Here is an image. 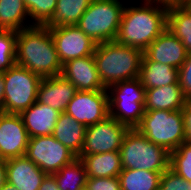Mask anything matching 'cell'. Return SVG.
<instances>
[{
    "label": "cell",
    "mask_w": 191,
    "mask_h": 190,
    "mask_svg": "<svg viewBox=\"0 0 191 190\" xmlns=\"http://www.w3.org/2000/svg\"><path fill=\"white\" fill-rule=\"evenodd\" d=\"M167 29L182 41L191 54V12L185 5L168 7Z\"/></svg>",
    "instance_id": "cell-25"
},
{
    "label": "cell",
    "mask_w": 191,
    "mask_h": 190,
    "mask_svg": "<svg viewBox=\"0 0 191 190\" xmlns=\"http://www.w3.org/2000/svg\"><path fill=\"white\" fill-rule=\"evenodd\" d=\"M128 6L124 7L115 41L144 51L167 28L168 7L148 0L140 6Z\"/></svg>",
    "instance_id": "cell-1"
},
{
    "label": "cell",
    "mask_w": 191,
    "mask_h": 190,
    "mask_svg": "<svg viewBox=\"0 0 191 190\" xmlns=\"http://www.w3.org/2000/svg\"><path fill=\"white\" fill-rule=\"evenodd\" d=\"M4 113L20 114L37 101L41 77L23 66L14 64L4 73Z\"/></svg>",
    "instance_id": "cell-8"
},
{
    "label": "cell",
    "mask_w": 191,
    "mask_h": 190,
    "mask_svg": "<svg viewBox=\"0 0 191 190\" xmlns=\"http://www.w3.org/2000/svg\"><path fill=\"white\" fill-rule=\"evenodd\" d=\"M65 113L86 127L103 121L109 116L108 91L77 90Z\"/></svg>",
    "instance_id": "cell-11"
},
{
    "label": "cell",
    "mask_w": 191,
    "mask_h": 190,
    "mask_svg": "<svg viewBox=\"0 0 191 190\" xmlns=\"http://www.w3.org/2000/svg\"><path fill=\"white\" fill-rule=\"evenodd\" d=\"M32 25L45 26L53 17L57 0H23Z\"/></svg>",
    "instance_id": "cell-28"
},
{
    "label": "cell",
    "mask_w": 191,
    "mask_h": 190,
    "mask_svg": "<svg viewBox=\"0 0 191 190\" xmlns=\"http://www.w3.org/2000/svg\"><path fill=\"white\" fill-rule=\"evenodd\" d=\"M15 63L41 78L61 74L62 63L49 27L33 25L17 32Z\"/></svg>",
    "instance_id": "cell-2"
},
{
    "label": "cell",
    "mask_w": 191,
    "mask_h": 190,
    "mask_svg": "<svg viewBox=\"0 0 191 190\" xmlns=\"http://www.w3.org/2000/svg\"><path fill=\"white\" fill-rule=\"evenodd\" d=\"M90 190H121L119 177L87 178Z\"/></svg>",
    "instance_id": "cell-33"
},
{
    "label": "cell",
    "mask_w": 191,
    "mask_h": 190,
    "mask_svg": "<svg viewBox=\"0 0 191 190\" xmlns=\"http://www.w3.org/2000/svg\"><path fill=\"white\" fill-rule=\"evenodd\" d=\"M23 0H0V30L18 32L33 26ZM29 22H27V21Z\"/></svg>",
    "instance_id": "cell-23"
},
{
    "label": "cell",
    "mask_w": 191,
    "mask_h": 190,
    "mask_svg": "<svg viewBox=\"0 0 191 190\" xmlns=\"http://www.w3.org/2000/svg\"><path fill=\"white\" fill-rule=\"evenodd\" d=\"M77 89L61 74L42 78L37 90V102L46 104L53 109L65 112Z\"/></svg>",
    "instance_id": "cell-16"
},
{
    "label": "cell",
    "mask_w": 191,
    "mask_h": 190,
    "mask_svg": "<svg viewBox=\"0 0 191 190\" xmlns=\"http://www.w3.org/2000/svg\"><path fill=\"white\" fill-rule=\"evenodd\" d=\"M60 114V111L36 101L28 109L22 111L20 116L29 137L32 138L52 135Z\"/></svg>",
    "instance_id": "cell-18"
},
{
    "label": "cell",
    "mask_w": 191,
    "mask_h": 190,
    "mask_svg": "<svg viewBox=\"0 0 191 190\" xmlns=\"http://www.w3.org/2000/svg\"><path fill=\"white\" fill-rule=\"evenodd\" d=\"M85 131L86 126L77 122L69 114L62 112L57 119L52 135L78 157L83 148Z\"/></svg>",
    "instance_id": "cell-20"
},
{
    "label": "cell",
    "mask_w": 191,
    "mask_h": 190,
    "mask_svg": "<svg viewBox=\"0 0 191 190\" xmlns=\"http://www.w3.org/2000/svg\"><path fill=\"white\" fill-rule=\"evenodd\" d=\"M129 127L111 116L86 127L83 148L79 156L120 151Z\"/></svg>",
    "instance_id": "cell-10"
},
{
    "label": "cell",
    "mask_w": 191,
    "mask_h": 190,
    "mask_svg": "<svg viewBox=\"0 0 191 190\" xmlns=\"http://www.w3.org/2000/svg\"><path fill=\"white\" fill-rule=\"evenodd\" d=\"M0 190H18L13 185L6 182Z\"/></svg>",
    "instance_id": "cell-39"
},
{
    "label": "cell",
    "mask_w": 191,
    "mask_h": 190,
    "mask_svg": "<svg viewBox=\"0 0 191 190\" xmlns=\"http://www.w3.org/2000/svg\"><path fill=\"white\" fill-rule=\"evenodd\" d=\"M5 82L3 72H0V112L3 111Z\"/></svg>",
    "instance_id": "cell-38"
},
{
    "label": "cell",
    "mask_w": 191,
    "mask_h": 190,
    "mask_svg": "<svg viewBox=\"0 0 191 190\" xmlns=\"http://www.w3.org/2000/svg\"><path fill=\"white\" fill-rule=\"evenodd\" d=\"M17 32L0 30V72H5L15 64Z\"/></svg>",
    "instance_id": "cell-30"
},
{
    "label": "cell",
    "mask_w": 191,
    "mask_h": 190,
    "mask_svg": "<svg viewBox=\"0 0 191 190\" xmlns=\"http://www.w3.org/2000/svg\"><path fill=\"white\" fill-rule=\"evenodd\" d=\"M7 182L18 190H39L47 175L26 156L5 160Z\"/></svg>",
    "instance_id": "cell-17"
},
{
    "label": "cell",
    "mask_w": 191,
    "mask_h": 190,
    "mask_svg": "<svg viewBox=\"0 0 191 190\" xmlns=\"http://www.w3.org/2000/svg\"><path fill=\"white\" fill-rule=\"evenodd\" d=\"M150 60L179 69L188 56L182 41L167 28L143 51Z\"/></svg>",
    "instance_id": "cell-14"
},
{
    "label": "cell",
    "mask_w": 191,
    "mask_h": 190,
    "mask_svg": "<svg viewBox=\"0 0 191 190\" xmlns=\"http://www.w3.org/2000/svg\"><path fill=\"white\" fill-rule=\"evenodd\" d=\"M39 190H60V189L58 188L55 177L53 175L47 174L44 177Z\"/></svg>",
    "instance_id": "cell-35"
},
{
    "label": "cell",
    "mask_w": 191,
    "mask_h": 190,
    "mask_svg": "<svg viewBox=\"0 0 191 190\" xmlns=\"http://www.w3.org/2000/svg\"><path fill=\"white\" fill-rule=\"evenodd\" d=\"M185 6L191 12V0H187L186 3H185Z\"/></svg>",
    "instance_id": "cell-40"
},
{
    "label": "cell",
    "mask_w": 191,
    "mask_h": 190,
    "mask_svg": "<svg viewBox=\"0 0 191 190\" xmlns=\"http://www.w3.org/2000/svg\"><path fill=\"white\" fill-rule=\"evenodd\" d=\"M29 138L20 114L0 112L1 160L25 156Z\"/></svg>",
    "instance_id": "cell-13"
},
{
    "label": "cell",
    "mask_w": 191,
    "mask_h": 190,
    "mask_svg": "<svg viewBox=\"0 0 191 190\" xmlns=\"http://www.w3.org/2000/svg\"><path fill=\"white\" fill-rule=\"evenodd\" d=\"M81 190H90L87 185L83 186Z\"/></svg>",
    "instance_id": "cell-41"
},
{
    "label": "cell",
    "mask_w": 191,
    "mask_h": 190,
    "mask_svg": "<svg viewBox=\"0 0 191 190\" xmlns=\"http://www.w3.org/2000/svg\"><path fill=\"white\" fill-rule=\"evenodd\" d=\"M159 190H191V182L168 168L160 177Z\"/></svg>",
    "instance_id": "cell-31"
},
{
    "label": "cell",
    "mask_w": 191,
    "mask_h": 190,
    "mask_svg": "<svg viewBox=\"0 0 191 190\" xmlns=\"http://www.w3.org/2000/svg\"><path fill=\"white\" fill-rule=\"evenodd\" d=\"M78 157L85 166L87 178L118 177L123 169L120 151Z\"/></svg>",
    "instance_id": "cell-21"
},
{
    "label": "cell",
    "mask_w": 191,
    "mask_h": 190,
    "mask_svg": "<svg viewBox=\"0 0 191 190\" xmlns=\"http://www.w3.org/2000/svg\"><path fill=\"white\" fill-rule=\"evenodd\" d=\"M25 156L46 174H54L77 156L53 135L29 138Z\"/></svg>",
    "instance_id": "cell-9"
},
{
    "label": "cell",
    "mask_w": 191,
    "mask_h": 190,
    "mask_svg": "<svg viewBox=\"0 0 191 190\" xmlns=\"http://www.w3.org/2000/svg\"><path fill=\"white\" fill-rule=\"evenodd\" d=\"M186 102L179 83L145 89V111L181 110Z\"/></svg>",
    "instance_id": "cell-19"
},
{
    "label": "cell",
    "mask_w": 191,
    "mask_h": 190,
    "mask_svg": "<svg viewBox=\"0 0 191 190\" xmlns=\"http://www.w3.org/2000/svg\"><path fill=\"white\" fill-rule=\"evenodd\" d=\"M124 7L121 0H93L76 26L96 44L115 41Z\"/></svg>",
    "instance_id": "cell-5"
},
{
    "label": "cell",
    "mask_w": 191,
    "mask_h": 190,
    "mask_svg": "<svg viewBox=\"0 0 191 190\" xmlns=\"http://www.w3.org/2000/svg\"><path fill=\"white\" fill-rule=\"evenodd\" d=\"M136 129L148 140L166 148L169 152L176 150L186 138L181 110L145 111Z\"/></svg>",
    "instance_id": "cell-7"
},
{
    "label": "cell",
    "mask_w": 191,
    "mask_h": 190,
    "mask_svg": "<svg viewBox=\"0 0 191 190\" xmlns=\"http://www.w3.org/2000/svg\"><path fill=\"white\" fill-rule=\"evenodd\" d=\"M93 0H57L52 19L46 27L77 25Z\"/></svg>",
    "instance_id": "cell-24"
},
{
    "label": "cell",
    "mask_w": 191,
    "mask_h": 190,
    "mask_svg": "<svg viewBox=\"0 0 191 190\" xmlns=\"http://www.w3.org/2000/svg\"><path fill=\"white\" fill-rule=\"evenodd\" d=\"M178 83L182 89L186 101H191V54L178 69Z\"/></svg>",
    "instance_id": "cell-32"
},
{
    "label": "cell",
    "mask_w": 191,
    "mask_h": 190,
    "mask_svg": "<svg viewBox=\"0 0 191 190\" xmlns=\"http://www.w3.org/2000/svg\"><path fill=\"white\" fill-rule=\"evenodd\" d=\"M61 75L69 80L78 91L107 90L100 79L94 55L64 63Z\"/></svg>",
    "instance_id": "cell-15"
},
{
    "label": "cell",
    "mask_w": 191,
    "mask_h": 190,
    "mask_svg": "<svg viewBox=\"0 0 191 190\" xmlns=\"http://www.w3.org/2000/svg\"><path fill=\"white\" fill-rule=\"evenodd\" d=\"M163 172L122 169L119 174L121 190H159Z\"/></svg>",
    "instance_id": "cell-26"
},
{
    "label": "cell",
    "mask_w": 191,
    "mask_h": 190,
    "mask_svg": "<svg viewBox=\"0 0 191 190\" xmlns=\"http://www.w3.org/2000/svg\"><path fill=\"white\" fill-rule=\"evenodd\" d=\"M49 29L62 65L70 60L94 54L97 44L76 25Z\"/></svg>",
    "instance_id": "cell-12"
},
{
    "label": "cell",
    "mask_w": 191,
    "mask_h": 190,
    "mask_svg": "<svg viewBox=\"0 0 191 190\" xmlns=\"http://www.w3.org/2000/svg\"><path fill=\"white\" fill-rule=\"evenodd\" d=\"M109 116L136 128L145 114V87L139 78L116 83L109 88Z\"/></svg>",
    "instance_id": "cell-6"
},
{
    "label": "cell",
    "mask_w": 191,
    "mask_h": 190,
    "mask_svg": "<svg viewBox=\"0 0 191 190\" xmlns=\"http://www.w3.org/2000/svg\"><path fill=\"white\" fill-rule=\"evenodd\" d=\"M145 89L178 83V69L166 64L150 61L144 54L138 77Z\"/></svg>",
    "instance_id": "cell-22"
},
{
    "label": "cell",
    "mask_w": 191,
    "mask_h": 190,
    "mask_svg": "<svg viewBox=\"0 0 191 190\" xmlns=\"http://www.w3.org/2000/svg\"><path fill=\"white\" fill-rule=\"evenodd\" d=\"M148 1L158 3L166 7H171V6L185 5L187 0H148Z\"/></svg>",
    "instance_id": "cell-36"
},
{
    "label": "cell",
    "mask_w": 191,
    "mask_h": 190,
    "mask_svg": "<svg viewBox=\"0 0 191 190\" xmlns=\"http://www.w3.org/2000/svg\"><path fill=\"white\" fill-rule=\"evenodd\" d=\"M181 111L185 127V141L191 143V101H187Z\"/></svg>",
    "instance_id": "cell-34"
},
{
    "label": "cell",
    "mask_w": 191,
    "mask_h": 190,
    "mask_svg": "<svg viewBox=\"0 0 191 190\" xmlns=\"http://www.w3.org/2000/svg\"><path fill=\"white\" fill-rule=\"evenodd\" d=\"M7 182V173H6V162L5 160H0V189Z\"/></svg>",
    "instance_id": "cell-37"
},
{
    "label": "cell",
    "mask_w": 191,
    "mask_h": 190,
    "mask_svg": "<svg viewBox=\"0 0 191 190\" xmlns=\"http://www.w3.org/2000/svg\"><path fill=\"white\" fill-rule=\"evenodd\" d=\"M170 169L191 182V143L185 141L170 152Z\"/></svg>",
    "instance_id": "cell-29"
},
{
    "label": "cell",
    "mask_w": 191,
    "mask_h": 190,
    "mask_svg": "<svg viewBox=\"0 0 191 190\" xmlns=\"http://www.w3.org/2000/svg\"><path fill=\"white\" fill-rule=\"evenodd\" d=\"M93 55L106 89L121 81L139 77L143 51L138 48L108 41L98 43Z\"/></svg>",
    "instance_id": "cell-3"
},
{
    "label": "cell",
    "mask_w": 191,
    "mask_h": 190,
    "mask_svg": "<svg viewBox=\"0 0 191 190\" xmlns=\"http://www.w3.org/2000/svg\"><path fill=\"white\" fill-rule=\"evenodd\" d=\"M120 156L123 169L164 172L170 168V152L148 140L136 128L125 134Z\"/></svg>",
    "instance_id": "cell-4"
},
{
    "label": "cell",
    "mask_w": 191,
    "mask_h": 190,
    "mask_svg": "<svg viewBox=\"0 0 191 190\" xmlns=\"http://www.w3.org/2000/svg\"><path fill=\"white\" fill-rule=\"evenodd\" d=\"M52 175L60 190H81L87 181L85 166L79 157Z\"/></svg>",
    "instance_id": "cell-27"
}]
</instances>
